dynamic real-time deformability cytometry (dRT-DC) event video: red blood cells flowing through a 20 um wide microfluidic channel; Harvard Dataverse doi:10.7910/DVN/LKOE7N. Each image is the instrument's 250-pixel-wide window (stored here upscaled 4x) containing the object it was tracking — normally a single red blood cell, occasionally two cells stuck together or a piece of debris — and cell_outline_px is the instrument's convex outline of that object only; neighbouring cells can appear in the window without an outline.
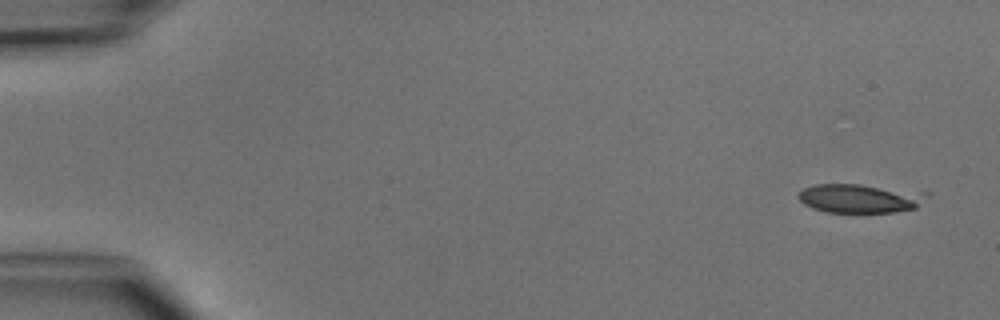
{"species": "common noctule bat (a hibernating species)", "species_latin": "Nyctalus noctula", "temperature_condition": "cold", "stored_images_in_passage": 6, "camera_frame_rate_fps": 3000, "um_per_image_px": 0.085, "animal": {"sex": "male", "body_mass_g": 15.6}, "frame": {"image": 1, "passage_image": 1, "time_ms": 0.0, "image_size_px": [1000, 320], "cell_outline_px": [[932, 192], [916, 208], [896, 212], [864, 216], [824, 212], [812, 208], [804, 204], [796, 196], [804, 188], [812, 184], [860, 184]], "centroid_in_image_um": [73.13, 16.91], "position_along_channel_um": 11.9, "area_um2": 23.0}}
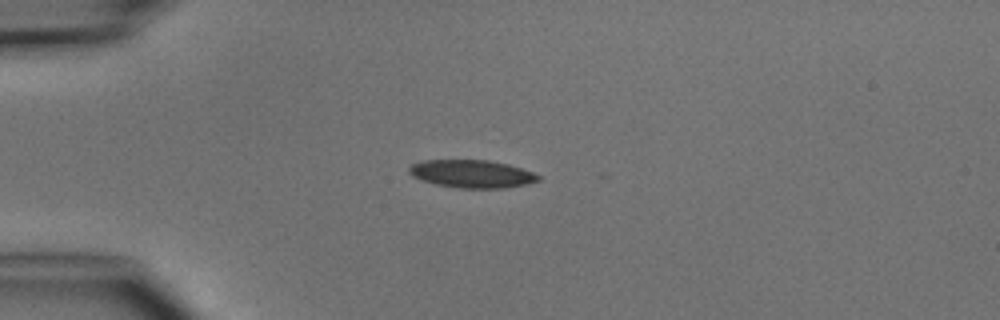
{"frame": {"image": 2, "passage_image": 3, "time_ms": 3.333, "image_size_px": [1000, 320], "cell_outline_px": [[540, 180], [528, 184], [504, 188], [460, 188], [436, 184], [412, 176], [408, 172], [408, 168], [412, 164], [424, 160], [488, 160], [508, 164], [532, 172], [540, 176]], "centroid_in_image_um": [40.12, 14.77], "position_along_channel_um": 44.9, "area_um2": 20.87}}
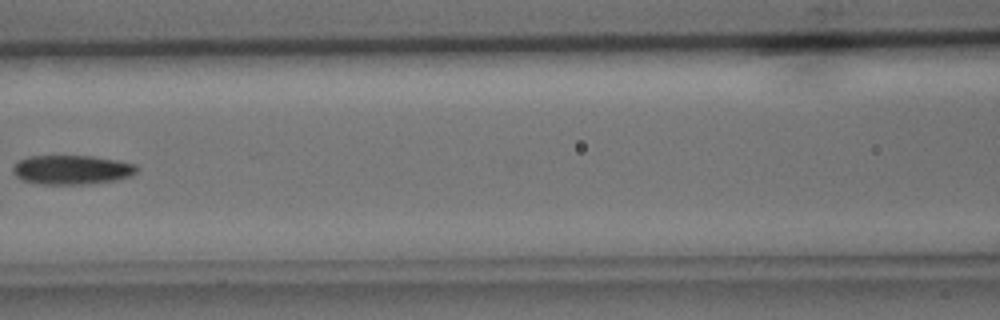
{"frame": {"image": 3, "passage_image": 6, "time_ms": 6.667, "image_size_px": [1000, 320], "cell_outline_px": [[140, 168], [132, 176], [116, 180], [84, 184], [40, 184], [20, 180], [12, 172], [12, 164], [16, 160], [28, 156], [92, 156], [116, 160], [136, 164]], "centroid_in_image_um": [6.06, 14.42], "position_along_channel_um": 160.5, "area_um2": 21.44}}